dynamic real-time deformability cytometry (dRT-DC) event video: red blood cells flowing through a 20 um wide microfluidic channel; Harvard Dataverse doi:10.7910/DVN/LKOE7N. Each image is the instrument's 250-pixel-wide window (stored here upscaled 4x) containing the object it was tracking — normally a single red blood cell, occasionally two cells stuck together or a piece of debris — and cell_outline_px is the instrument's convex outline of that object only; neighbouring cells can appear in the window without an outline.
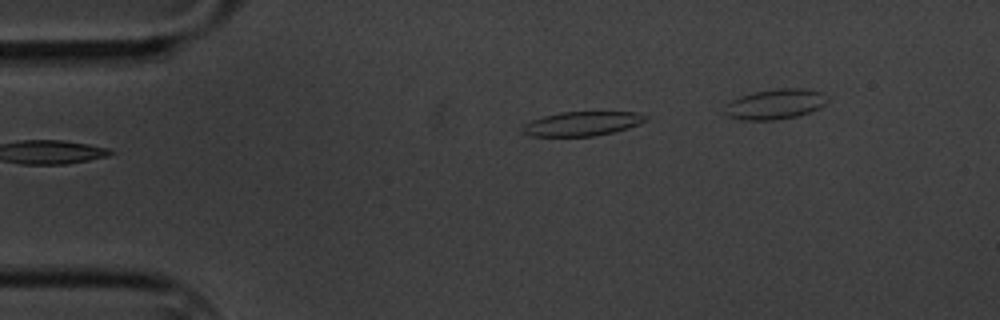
{"species": "common noctule bat (a hibernating species)", "species_latin": "Nyctalus noctula", "temperature_condition": "cold", "stored_images_in_passage": 2, "camera_frame_rate_fps": 3000, "um_per_image_px": 0.085, "animal": {"sex": "male", "body_mass_g": 20.1, "forearm_length_mm": 53.5}, "frame": {"image": 1, "passage_image": 2, "time_ms": 1.0, "image_size_px": [1000, 320], "cell_outline_px": [[648, 120], [640, 124], [628, 128], [612, 132], [592, 136], [532, 136], [520, 132], [520, 128], [524, 124], [532, 120], [544, 116], [560, 112], [636, 112], [648, 116]], "centroid_in_image_um": [49.47, 10.51], "position_along_channel_um": 35.5, "area_um2": 17.46}}